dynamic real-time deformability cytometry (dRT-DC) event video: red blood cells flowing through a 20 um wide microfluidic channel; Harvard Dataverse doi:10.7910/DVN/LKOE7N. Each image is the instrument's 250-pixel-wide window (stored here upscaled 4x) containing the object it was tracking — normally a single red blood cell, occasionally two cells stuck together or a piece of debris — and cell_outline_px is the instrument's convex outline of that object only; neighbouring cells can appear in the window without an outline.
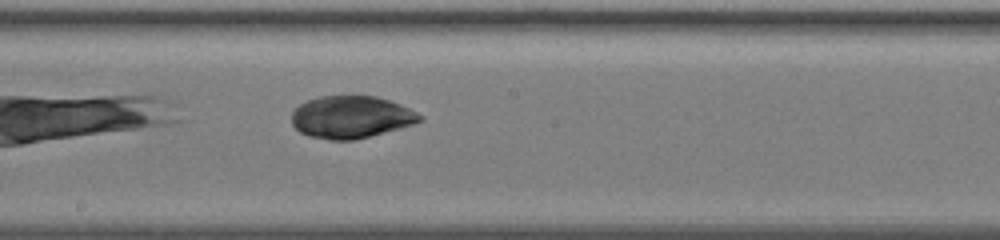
{"species": "common noctule bat (a hibernating species)", "species_latin": "Nyctalus noctula", "temperature_condition": "warm", "stored_images_in_passage": 28, "camera_frame_rate_fps": 3000, "um_per_image_px": 0.085, "animal": {"sex": "female", "body_mass_g": 19.5, "forearm_length_mm": 54.1}, "frame": {"image": 1, "passage_image": 17, "time_ms": 5.0, "image_size_px": [1000, 240], "cell_outline_px": [[424, 120], [400, 128], [356, 140], [328, 140], [308, 136], [300, 132], [292, 124], [292, 108], [308, 100], [320, 96], [376, 96], [400, 104], [424, 116]], "centroid_in_image_um": [29.82, 9.96], "position_along_channel_um": 218.4, "area_um2": 31.73}}